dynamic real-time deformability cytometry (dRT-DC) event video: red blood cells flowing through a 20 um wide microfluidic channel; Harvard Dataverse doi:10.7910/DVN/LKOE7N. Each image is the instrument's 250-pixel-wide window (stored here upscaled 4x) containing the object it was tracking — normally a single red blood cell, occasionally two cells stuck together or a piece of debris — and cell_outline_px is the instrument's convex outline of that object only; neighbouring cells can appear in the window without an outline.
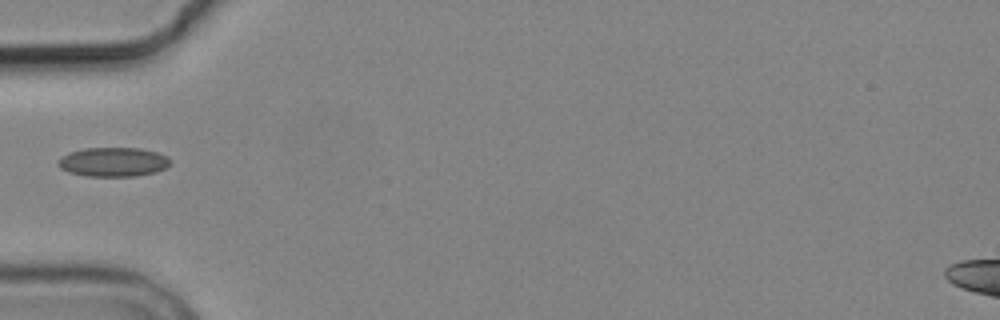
{"species": "common noctule bat (a hibernating species)", "species_latin": "Nyctalus noctula", "temperature_condition": "cold", "stored_images_in_passage": 1, "camera_frame_rate_fps": 3000, "um_per_image_px": 0.085, "animal": {"sex": "male", "body_mass_g": 19.2, "forearm_length_mm": 51.8}, "frame": {"image": 1, "passage_image": 1, "time_ms": 0.0, "image_size_px": [1000, 320], "cell_outline_px": [[172, 160], [164, 168], [156, 172], [136, 176], [88, 176], [68, 172], [60, 168], [56, 164], [56, 160], [60, 156], [68, 152], [84, 148], [140, 148], [156, 152], [168, 156]], "centroid_in_image_um": [9.58, 13.76], "position_along_channel_um": 75.4, "area_um2": 19.31}}